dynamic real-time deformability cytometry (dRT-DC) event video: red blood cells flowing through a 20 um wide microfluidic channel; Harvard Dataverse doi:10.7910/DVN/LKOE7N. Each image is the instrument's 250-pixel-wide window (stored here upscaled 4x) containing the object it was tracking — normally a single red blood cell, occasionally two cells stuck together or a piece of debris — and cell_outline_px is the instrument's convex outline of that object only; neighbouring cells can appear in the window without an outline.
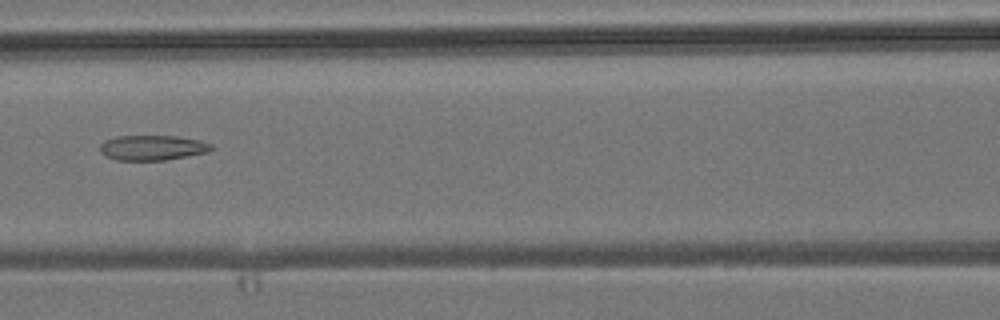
{"species": "common noctule bat (a hibernating species)", "species_latin": "Nyctalus noctula", "temperature_condition": "room temperature", "stored_images_in_passage": 6, "camera_frame_rate_fps": 3000, "um_per_image_px": 0.085, "animal": {"sex": "male", "body_mass_g": 19.2, "forearm_length_mm": 51.8}, "frame": {"image": 1, "passage_image": 6, "time_ms": 6.667, "image_size_px": [1000, 320], "cell_outline_px": [[212, 148], [208, 152], [164, 160], [116, 160], [100, 152], [100, 144], [104, 140], [116, 136], [176, 136], [200, 140], [212, 144]], "centroid_in_image_um": [12.94, 12.55], "position_along_channel_um": 153.7, "area_um2": 16.18}}